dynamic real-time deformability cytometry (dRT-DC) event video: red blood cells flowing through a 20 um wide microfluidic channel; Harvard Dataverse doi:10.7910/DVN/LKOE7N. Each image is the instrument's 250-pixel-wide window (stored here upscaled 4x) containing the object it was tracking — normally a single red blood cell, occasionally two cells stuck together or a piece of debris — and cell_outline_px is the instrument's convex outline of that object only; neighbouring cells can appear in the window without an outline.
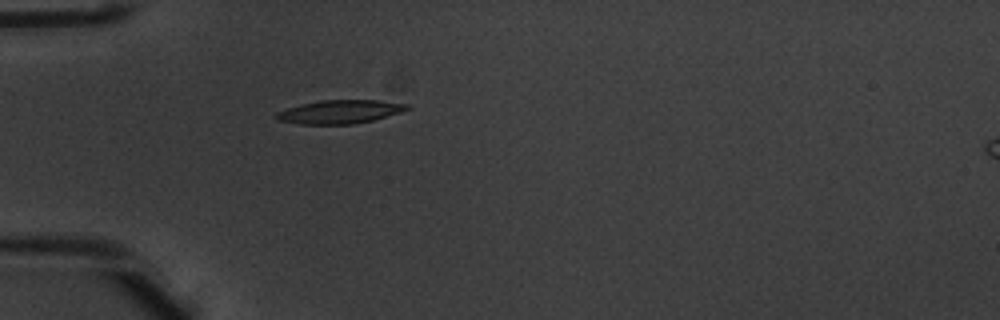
{"species": "common noctule bat (a hibernating species)", "species_latin": "Nyctalus noctula", "temperature_condition": "warm", "stored_images_in_passage": 4, "camera_frame_rate_fps": 3000, "um_per_image_px": 0.085, "animal": {"sex": "male", "body_mass_g": 20.1, "forearm_length_mm": 53.5}, "frame": {"image": 1, "passage_image": 4, "time_ms": 1.0, "image_size_px": [1000, 320], "cell_outline_px": [[412, 108], [400, 112], [372, 120], [352, 124], [300, 124], [276, 120], [276, 112], [288, 108], [304, 104], [324, 100], [376, 100], [408, 104]], "centroid_in_image_um": [28.9, 9.5], "position_along_channel_um": 56.1, "area_um2": 17.63}}